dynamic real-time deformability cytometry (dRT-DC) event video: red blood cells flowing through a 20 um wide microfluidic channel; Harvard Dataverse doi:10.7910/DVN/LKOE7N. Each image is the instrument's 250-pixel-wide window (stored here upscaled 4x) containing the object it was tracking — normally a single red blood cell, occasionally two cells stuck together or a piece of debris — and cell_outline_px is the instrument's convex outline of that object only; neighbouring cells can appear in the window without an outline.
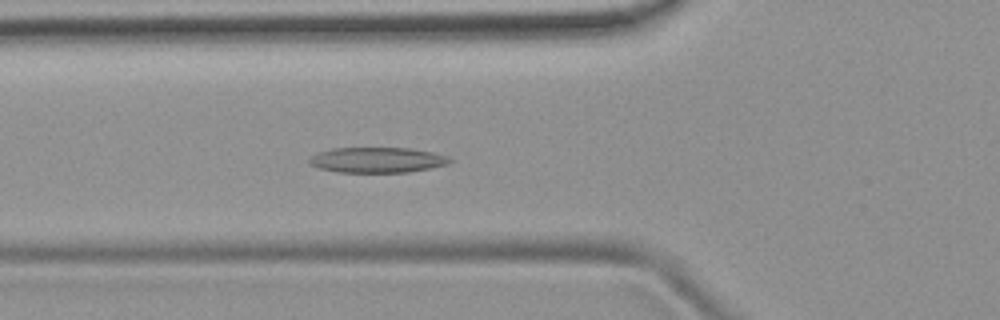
{"species": "common noctule bat (a hibernating species)", "species_latin": "Nyctalus noctula", "temperature_condition": "room temperature", "stored_images_in_passage": 50, "camera_frame_rate_fps": 3000, "um_per_image_px": 0.085, "animal": {"sex": "female", "body_mass_g": 19.9}, "frame": {"image": 1, "passage_image": 17, "time_ms": 5.333, "image_size_px": [1000, 320], "cell_outline_px": [[452, 160], [448, 164], [408, 172], [336, 172], [320, 168], [312, 164], [308, 160], [316, 152], [332, 148], [412, 148], [432, 152], [448, 156]], "centroid_in_image_um": [32.06, 13.59], "position_along_channel_um": 93.7, "area_um2": 20.69}}
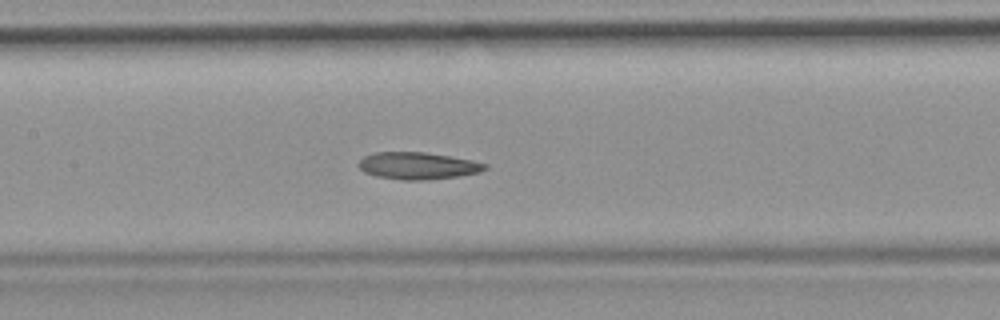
{"frame": {"image": 2, "passage_image": 23, "time_ms": 7.333, "image_size_px": [1000, 320], "cell_outline_px": [[488, 168], [480, 172], [460, 176], [424, 180], [400, 180], [376, 176], [364, 172], [360, 168], [360, 160], [364, 156], [376, 152], [424, 152], [472, 160], [488, 164]], "centroid_in_image_um": [35.54, 14.09], "position_along_channel_um": 171.9, "area_um2": 19.88}}
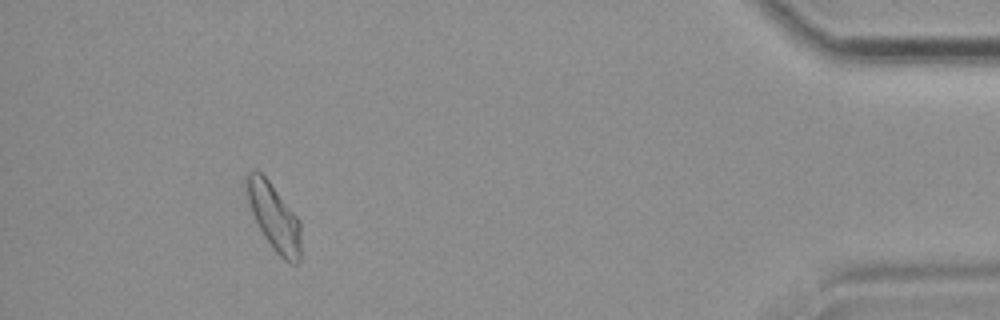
{"frame": {"image": 3, "passage_image": 46, "time_ms": 15.0, "image_size_px": [1000, 320], "cell_outline_px": [[300, 260], [296, 264], [288, 264], [276, 252], [264, 236], [252, 212], [248, 200], [244, 180], [244, 176], [248, 172], [256, 168], [268, 180], [300, 220]], "centroid_in_image_um": [23.28, 18.43], "position_along_channel_um": 411.9, "area_um2": 21.04}, "authors_computed_cell_mechanics": {"area_um2": 20.9814, "velocity_mm_per_s": 3.8983, "shape_relaxation_time_tau1_ms": null, "shape_relaxation_time_tau2_ms": 4.2267, "deformation_change_tau1": null, "deformation_change_tau2": 0.1153}}